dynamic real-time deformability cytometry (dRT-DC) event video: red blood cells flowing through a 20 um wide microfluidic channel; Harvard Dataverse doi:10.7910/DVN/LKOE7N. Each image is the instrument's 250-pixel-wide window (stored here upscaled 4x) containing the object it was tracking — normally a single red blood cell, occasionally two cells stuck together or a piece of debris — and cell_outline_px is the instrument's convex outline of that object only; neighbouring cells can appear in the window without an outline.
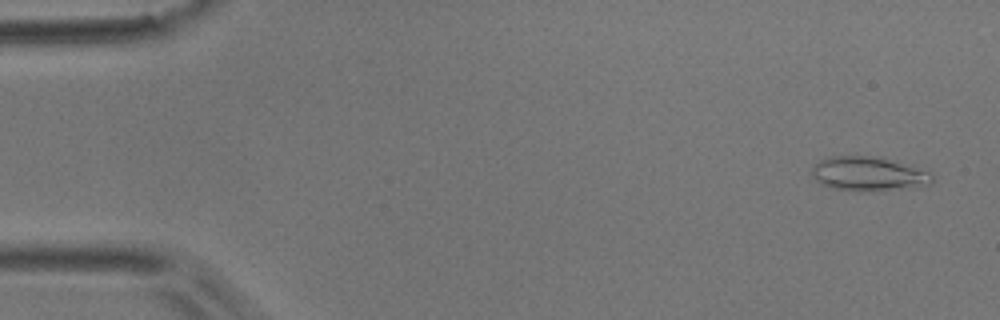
{"species": "common noctule bat (a hibernating species)", "species_latin": "Nyctalus noctula", "temperature_condition": "room temperature", "stored_images_in_passage": 42, "camera_frame_rate_fps": 3000, "um_per_image_px": 0.085, "animal": {"sex": "male", "body_mass_g": 17.9}, "frame": {"image": 1, "passage_image": 3, "time_ms": 0.667, "image_size_px": [1000, 320], "cell_outline_px": [[932, 184], [860, 192], [832, 188], [820, 184], [816, 180], [812, 172], [812, 168], [820, 160], [828, 156], [872, 156], [932, 172]], "centroid_in_image_um": [73.75, 14.78], "position_along_channel_um": 11.3, "area_um2": 23.41}}
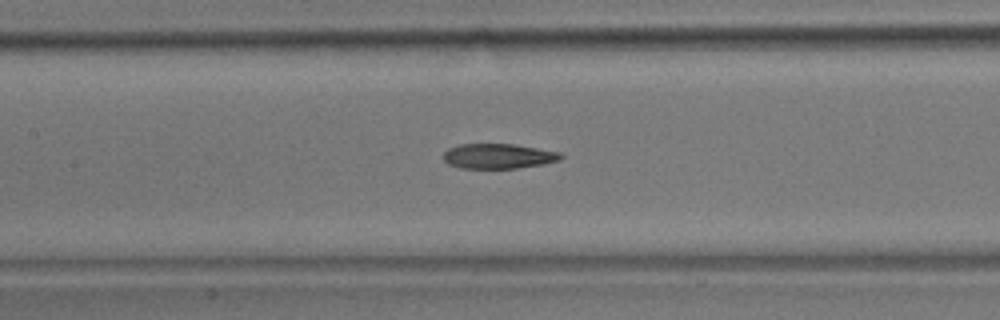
{"frame": {"image": 2, "passage_image": 24, "time_ms": 7.667, "image_size_px": [1000, 320], "cell_outline_px": [[564, 156], [560, 160], [544, 164], [516, 168], [460, 168], [448, 164], [444, 160], [444, 152], [448, 148], [460, 144], [512, 144], [560, 152]], "centroid_in_image_um": [42.36, 13.27], "position_along_channel_um": 165.0, "area_um2": 17.05}}
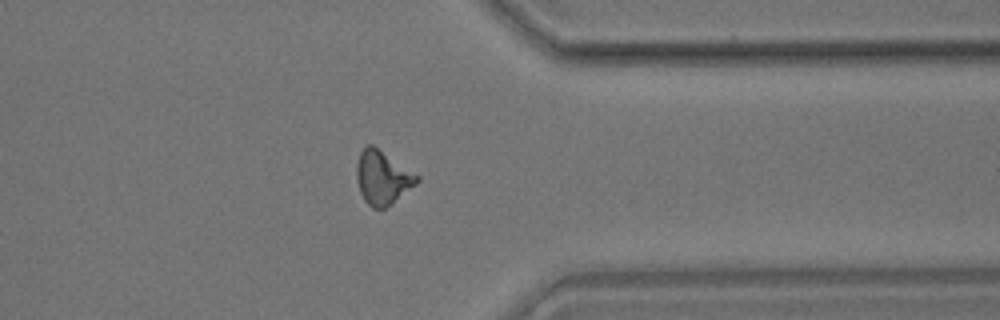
{"frame": {"image": 3, "passage_image": 41, "time_ms": 13.333, "image_size_px": [1000, 320], "cell_outline_px": [[420, 180], [416, 184], [384, 208], [372, 208], [364, 200], [360, 192], [356, 180], [356, 164], [360, 152], [368, 144], [372, 144], [420, 176]], "centroid_in_image_um": [32.49, 15.08], "position_along_channel_um": 378.9, "area_um2": 18.67}}